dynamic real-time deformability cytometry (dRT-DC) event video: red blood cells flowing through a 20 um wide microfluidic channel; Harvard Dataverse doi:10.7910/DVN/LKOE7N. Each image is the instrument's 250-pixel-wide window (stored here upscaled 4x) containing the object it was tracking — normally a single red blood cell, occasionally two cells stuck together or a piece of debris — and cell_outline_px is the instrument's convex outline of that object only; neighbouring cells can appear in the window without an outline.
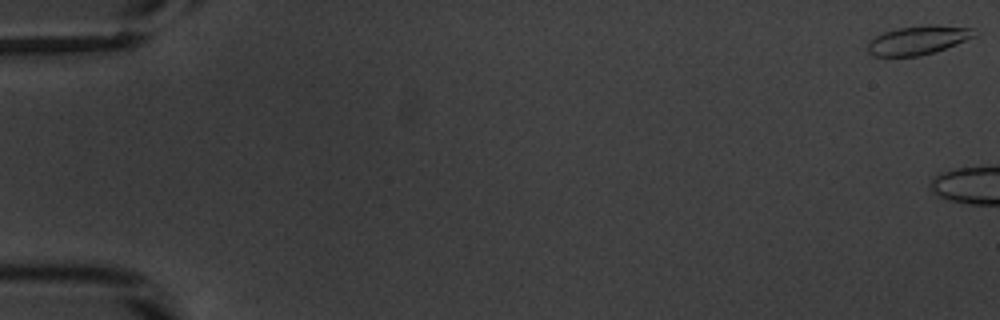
{"species": "common noctule bat (a hibernating species)", "species_latin": "Nyctalus noctula", "temperature_condition": "warm", "stored_images_in_passage": 6, "camera_frame_rate_fps": 3000, "um_per_image_px": 0.085, "animal": {"sex": "male", "body_mass_g": 20.1, "forearm_length_mm": 53.5}, "frame": {"image": 1, "passage_image": 1, "time_ms": 0.0, "image_size_px": [1000, 320], "cell_outline_px": [[980, 32], [976, 36], [936, 52], [920, 56], [872, 56], [868, 52], [868, 40], [884, 32], [896, 28], [924, 24], [936, 24], [972, 28]], "centroid_in_image_um": [78.06, 3.4], "position_along_channel_um": 6.9, "area_um2": 18.32}}